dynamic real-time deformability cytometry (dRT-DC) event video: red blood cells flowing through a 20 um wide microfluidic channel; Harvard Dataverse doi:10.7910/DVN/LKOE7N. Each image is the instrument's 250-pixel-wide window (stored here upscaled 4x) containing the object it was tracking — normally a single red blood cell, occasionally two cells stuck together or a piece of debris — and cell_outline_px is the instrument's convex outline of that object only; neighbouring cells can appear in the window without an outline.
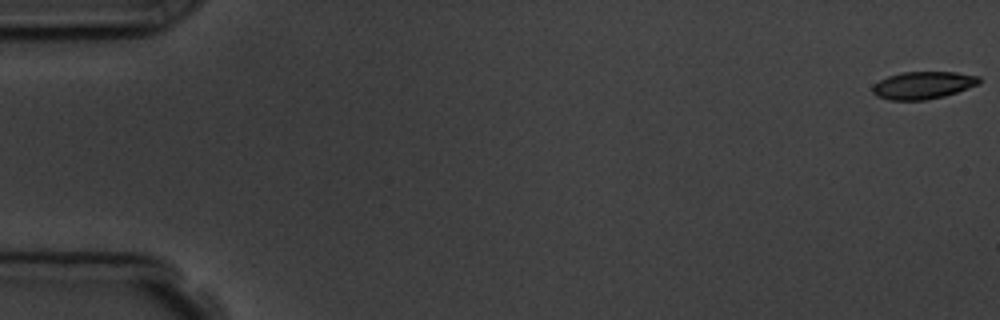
{"species": "common noctule bat (a hibernating species)", "species_latin": "Nyctalus noctula", "temperature_condition": "room temperature", "stored_images_in_passage": 4, "camera_frame_rate_fps": 3000, "um_per_image_px": 0.085, "animal": {"sex": "male", "body_mass_g": 19.5, "forearm_length_mm": 54.6}, "frame": {"image": 1, "passage_image": 1, "time_ms": 0.0, "image_size_px": [1000, 320], "cell_outline_px": [[980, 84], [944, 96], [924, 100], [888, 100], [876, 96], [872, 92], [872, 88], [880, 80], [888, 76], [900, 72], [956, 72], [980, 76]], "centroid_in_image_um": [78.46, 7.24], "position_along_channel_um": 6.5, "area_um2": 17.05}}